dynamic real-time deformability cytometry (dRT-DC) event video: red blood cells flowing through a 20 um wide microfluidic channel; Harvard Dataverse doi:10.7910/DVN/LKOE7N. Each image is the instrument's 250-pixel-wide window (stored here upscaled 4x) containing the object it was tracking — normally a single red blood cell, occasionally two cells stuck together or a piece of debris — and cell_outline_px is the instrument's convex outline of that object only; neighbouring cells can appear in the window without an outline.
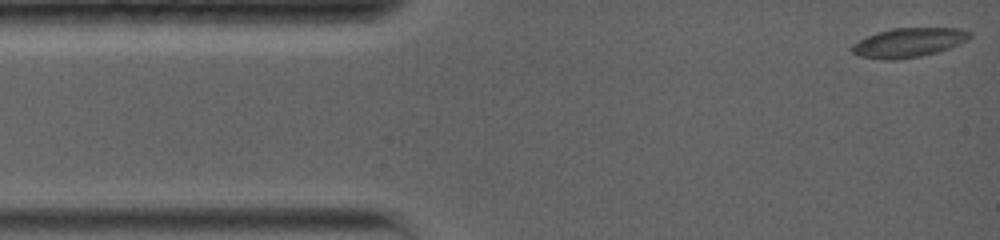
{"species": "common noctule bat (a hibernating species)", "species_latin": "Nyctalus noctula", "temperature_condition": "warm", "stored_images_in_passage": 18, "camera_frame_rate_fps": 5000, "um_per_image_px": 0.085, "animal": {"sex": "female", "body_mass_g": 19.0, "forearm_length_mm": 56.7}, "frame": {"image": 1, "passage_image": 1, "time_ms": 0.0, "image_size_px": [1000, 240], "cell_outline_px": [[972, 36], [968, 40], [960, 44], [936, 52], [920, 56], [896, 60], [884, 60], [860, 56], [852, 52], [852, 44], [868, 36], [892, 28], [960, 28], [972, 32]], "centroid_in_image_um": [77.28, 3.62], "position_along_channel_um": 7.7, "area_um2": 20.0}}
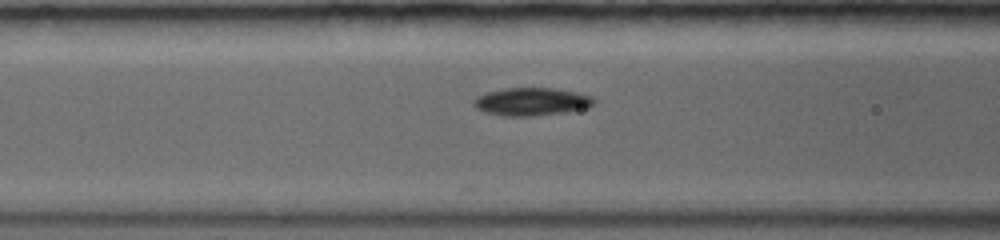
{"frame": {"image": 2, "passage_image": 11, "time_ms": 5.0, "image_size_px": [1000, 240], "cell_outline_px": [[596, 104], [588, 108], [564, 112], [532, 116], [504, 116], [484, 112], [476, 108], [472, 104], [472, 100], [476, 96], [484, 92], [504, 88], [552, 88], [576, 92], [592, 96], [596, 100]], "centroid_in_image_um": [45.16, 8.64], "position_along_channel_um": 121.4, "area_um2": 19.83}}
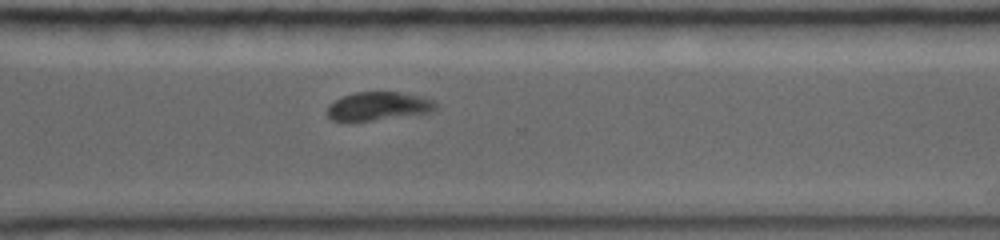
{"frame": {"image": 3, "passage_image": 18, "time_ms": 10.8, "image_size_px": [1000, 240], "cell_outline_px": [[440, 104], [432, 112], [368, 120], [332, 120], [328, 116], [328, 104], [344, 96], [356, 92], [400, 92], [420, 96], [432, 100]], "centroid_in_image_um": [32.2, 9.0], "position_along_channel_um": 338.4, "area_um2": 17.57}}